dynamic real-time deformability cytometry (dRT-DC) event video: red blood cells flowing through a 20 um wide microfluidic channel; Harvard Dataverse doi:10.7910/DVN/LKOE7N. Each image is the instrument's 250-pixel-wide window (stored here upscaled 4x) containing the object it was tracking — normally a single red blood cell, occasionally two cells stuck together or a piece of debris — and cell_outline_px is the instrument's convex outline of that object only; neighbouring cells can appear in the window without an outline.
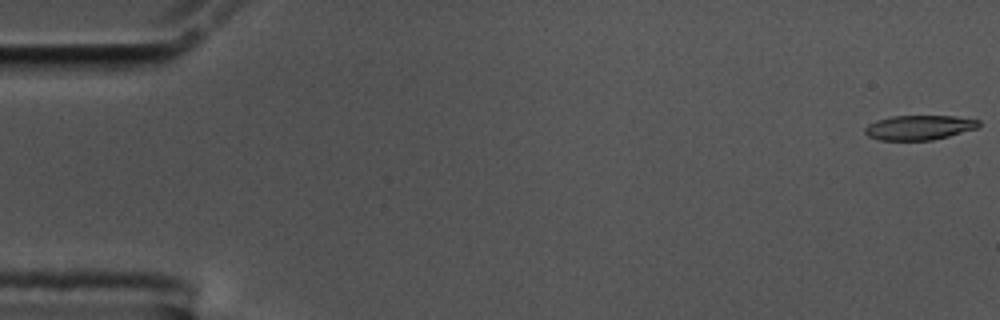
{"species": "common noctule bat (a hibernating species)", "species_latin": "Nyctalus noctula", "temperature_condition": "cold", "stored_images_in_passage": 57, "camera_frame_rate_fps": 3000, "um_per_image_px": 0.085, "animal": {"sex": "male", "body_mass_g": 17.5, "forearm_length_mm": 52.3}, "frame": {"image": 1, "passage_image": 1, "time_ms": 0.0, "image_size_px": [1000, 320], "cell_outline_px": [[980, 124], [976, 128], [948, 136], [932, 140], [880, 140], [868, 136], [864, 132], [864, 128], [868, 124], [876, 120], [892, 116], [956, 116], [980, 120]], "centroid_in_image_um": [78.1, 10.83], "position_along_channel_um": 6.9, "area_um2": 16.3}}
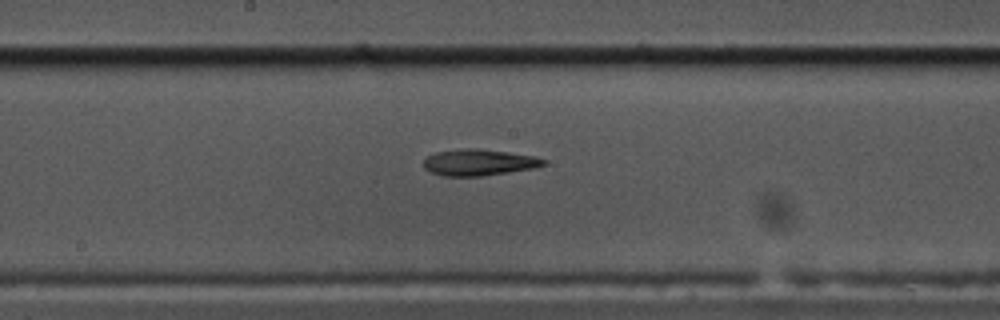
{"frame": {"image": 2, "passage_image": 30, "time_ms": 9.667, "image_size_px": [1000, 320], "cell_outline_px": [[548, 164], [536, 168], [480, 176], [444, 176], [432, 172], [424, 168], [424, 160], [428, 156], [436, 152], [468, 148], [476, 148], [536, 156], [548, 160]], "centroid_in_image_um": [40.77, 13.8], "position_along_channel_um": 207.4, "area_um2": 18.38}}
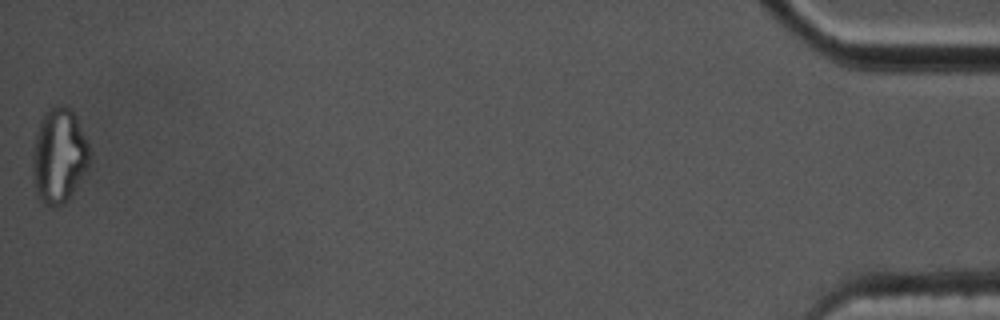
{"frame": {"image": 3, "passage_image": 57, "time_ms": 18.667, "image_size_px": [1000, 320], "cell_outline_px": [[92, 152], [88, 164], [84, 172], [68, 200], [64, 204], [52, 208], [48, 208], [36, 196], [32, 172], [32, 152], [40, 120], [44, 112], [52, 104], [64, 104], [76, 116]], "centroid_in_image_um": [4.99, 13.24], "position_along_channel_um": 430.2, "area_um2": 31.96}, "authors_computed_cell_mechanics": {"area_um2": 18.3226, "velocity_mm_per_s": 3.5536, "shape_relaxation_time_tau1_ms": null, "shape_relaxation_time_tau2_ms": 2.9199, "deformation_change_tau1": null, "deformation_change_tau2": 0.132}}